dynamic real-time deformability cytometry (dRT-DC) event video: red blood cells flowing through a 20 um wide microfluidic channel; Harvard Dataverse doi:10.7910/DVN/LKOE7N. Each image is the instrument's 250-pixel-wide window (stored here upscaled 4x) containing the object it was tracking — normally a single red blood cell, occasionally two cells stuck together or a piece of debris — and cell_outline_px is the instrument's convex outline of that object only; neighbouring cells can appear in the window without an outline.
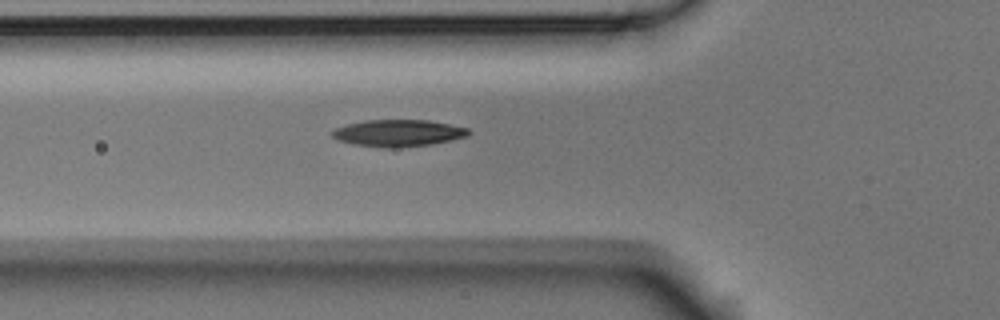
{"species": "Egyptian fruit bat (a non-hibernating species)", "species_latin": "Rousettus aegyptiacus", "temperature_condition": "room temperature", "stored_images_in_passage": 6, "camera_frame_rate_fps": 3000, "um_per_image_px": 0.085, "animal": {"sex": "male"}, "frame": {"image": 1, "passage_image": 6, "time_ms": 1.667, "image_size_px": [1000, 320], "cell_outline_px": [[472, 132], [468, 136], [432, 144], [400, 148], [384, 148], [356, 144], [340, 140], [332, 136], [332, 132], [336, 128], [348, 124], [364, 120], [428, 120], [468, 128]], "centroid_in_image_um": [33.89, 11.31], "position_along_channel_um": 91.9, "area_um2": 21.21}}